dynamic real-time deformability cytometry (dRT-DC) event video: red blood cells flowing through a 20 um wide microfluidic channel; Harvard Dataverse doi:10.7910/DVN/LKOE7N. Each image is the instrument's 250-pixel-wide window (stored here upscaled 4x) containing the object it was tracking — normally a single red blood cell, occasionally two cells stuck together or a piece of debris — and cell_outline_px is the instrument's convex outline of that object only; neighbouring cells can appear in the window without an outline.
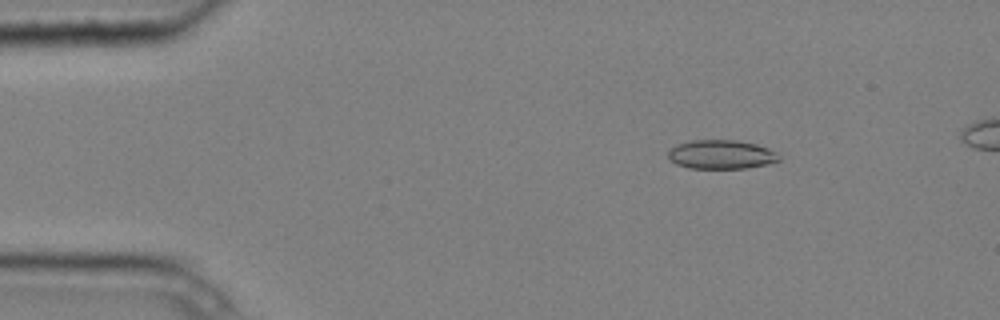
{"species": "common noctule bat (a hibernating species)", "species_latin": "Nyctalus noctula", "temperature_condition": "cold", "stored_images_in_passage": 3, "camera_frame_rate_fps": 3000, "um_per_image_px": 0.085, "animal": {"sex": "male", "body_mass_g": 20.4}, "frame": {"image": 1, "passage_image": 1, "time_ms": 0.0, "image_size_px": [1000, 320], "cell_outline_px": [[780, 160], [768, 164], [748, 168], [688, 168], [676, 164], [668, 156], [668, 152], [676, 144], [692, 140], [736, 140], [756, 144], [768, 148], [776, 152], [780, 156]], "centroid_in_image_um": [61.32, 13.13], "position_along_channel_um": 23.7, "area_um2": 18.73}}